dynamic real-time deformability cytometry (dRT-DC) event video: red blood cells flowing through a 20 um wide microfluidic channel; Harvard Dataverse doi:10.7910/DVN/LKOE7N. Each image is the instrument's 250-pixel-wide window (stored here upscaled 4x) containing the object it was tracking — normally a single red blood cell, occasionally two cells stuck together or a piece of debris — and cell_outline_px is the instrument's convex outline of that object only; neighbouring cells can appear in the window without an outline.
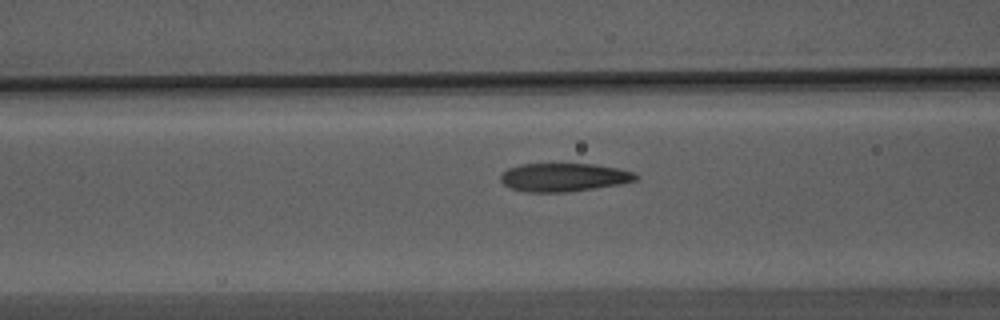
{"species": "Egyptian fruit bat (a non-hibernating species)", "species_latin": "Rousettus aegyptiacus", "temperature_condition": "warm", "stored_images_in_passage": 22, "camera_frame_rate_fps": 3000, "um_per_image_px": 0.085, "animal": {"sex": "male"}, "frame": {"image": 1, "passage_image": 18, "time_ms": 5.667, "image_size_px": [1000, 320], "cell_outline_px": [[640, 176], [636, 180], [620, 184], [564, 192], [524, 192], [512, 188], [504, 184], [500, 180], [500, 176], [508, 168], [520, 164], [596, 164], [620, 168], [636, 172]], "centroid_in_image_um": [47.96, 15.06], "position_along_channel_um": 118.6, "area_um2": 22.37}}